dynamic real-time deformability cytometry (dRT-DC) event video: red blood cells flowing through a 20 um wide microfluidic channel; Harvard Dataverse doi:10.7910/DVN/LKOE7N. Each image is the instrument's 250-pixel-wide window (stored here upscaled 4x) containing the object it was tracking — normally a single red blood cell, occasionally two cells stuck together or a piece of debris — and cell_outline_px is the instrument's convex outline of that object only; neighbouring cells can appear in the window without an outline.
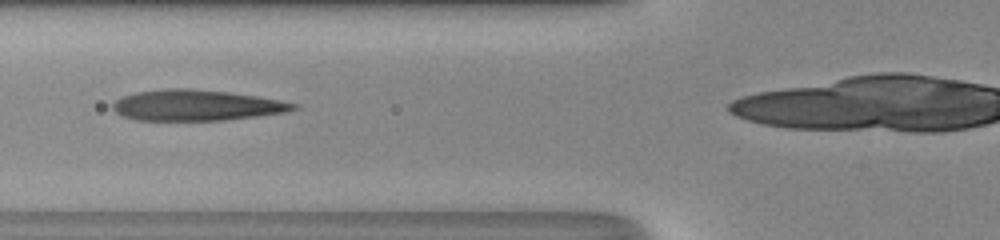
{"species": "human", "species_latin": "Homo sapiens", "temperature_condition": "room temperature", "stored_images_in_passage": 33, "camera_frame_rate_fps": 3000, "um_per_image_px": 0.085, "donor": {"sex": "male"}, "frame": {"image": 1, "passage_image": 13, "time_ms": 4.0, "image_size_px": [1000, 240], "cell_outline_px": [[300, 104], [296, 108], [284, 112], [256, 116], [224, 120], [136, 120], [124, 116], [116, 112], [112, 108], [112, 104], [116, 100], [124, 96], [136, 92], [168, 88], [188, 88], [228, 92], [256, 96], [280, 100]], "centroid_in_image_um": [16.68, 8.94], "position_along_channel_um": 109.1, "area_um2": 32.19}}
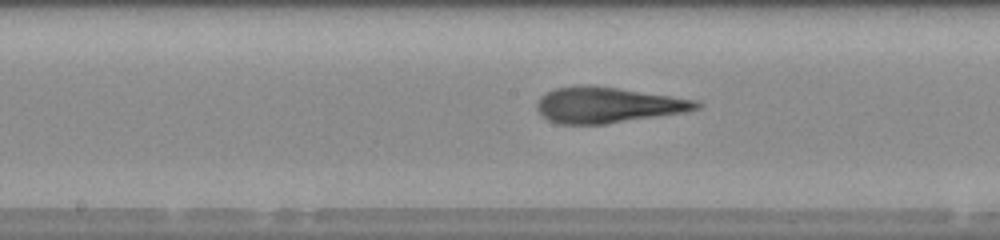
{"frame": {"image": 2, "passage_image": 19, "time_ms": 6.0, "image_size_px": [1000, 240], "cell_outline_px": [[704, 104], [700, 108], [684, 112], [604, 124], [560, 124], [548, 120], [536, 108], [536, 104], [540, 96], [556, 88], [592, 84], [696, 100]], "centroid_in_image_um": [51.65, 8.92], "position_along_channel_um": 196.6, "area_um2": 32.95}}
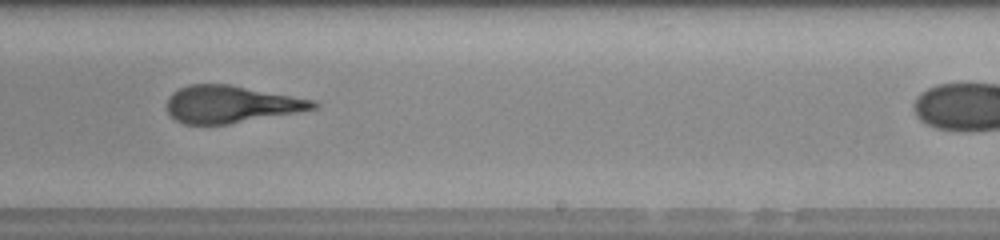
{"frame": {"image": 3, "passage_image": 24, "time_ms": 7.667, "image_size_px": [1000, 240], "cell_outline_px": [[320, 104], [316, 108], [228, 124], [184, 124], [176, 120], [168, 112], [168, 96], [172, 92], [188, 84], [228, 84], [316, 100]], "centroid_in_image_um": [19.61, 8.85], "position_along_channel_um": 269.4, "area_um2": 31.39}}